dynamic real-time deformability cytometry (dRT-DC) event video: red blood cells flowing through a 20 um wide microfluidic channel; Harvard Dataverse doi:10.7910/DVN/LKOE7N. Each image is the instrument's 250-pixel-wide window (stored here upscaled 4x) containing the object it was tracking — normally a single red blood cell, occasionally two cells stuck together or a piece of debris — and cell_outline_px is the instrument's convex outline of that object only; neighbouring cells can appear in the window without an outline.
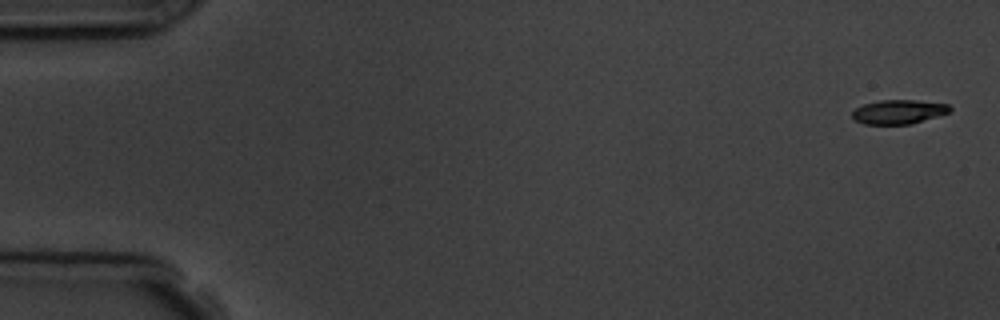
{"species": "common noctule bat (a hibernating species)", "species_latin": "Nyctalus noctula", "temperature_condition": "room temperature", "stored_images_in_passage": 5, "camera_frame_rate_fps": 3000, "um_per_image_px": 0.085, "animal": {"sex": "male", "body_mass_g": 19.5, "forearm_length_mm": 54.6}, "frame": {"image": 1, "passage_image": 1, "time_ms": 0.0, "image_size_px": [1000, 320], "cell_outline_px": [[952, 108], [948, 112], [912, 124], [864, 124], [856, 120], [852, 116], [852, 112], [856, 108], [864, 104], [880, 100], [916, 100], [948, 104]], "centroid_in_image_um": [76.37, 9.5], "position_along_channel_um": 8.6, "area_um2": 13.58}}
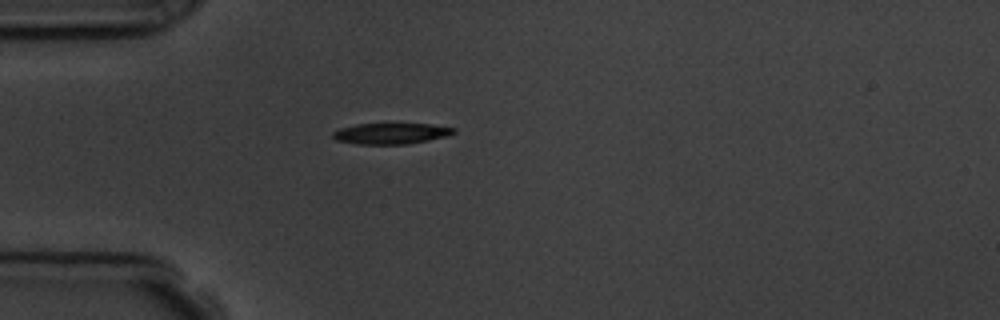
{"frame": {"image": 2, "passage_image": 5, "time_ms": 4.667, "image_size_px": [1000, 320], "cell_outline_px": [[456, 132], [448, 136], [408, 144], [356, 144], [336, 140], [332, 136], [332, 132], [340, 128], [356, 124], [432, 124], [456, 128]], "centroid_in_image_um": [33.25, 11.35], "position_along_channel_um": 51.8, "area_um2": 14.8}}